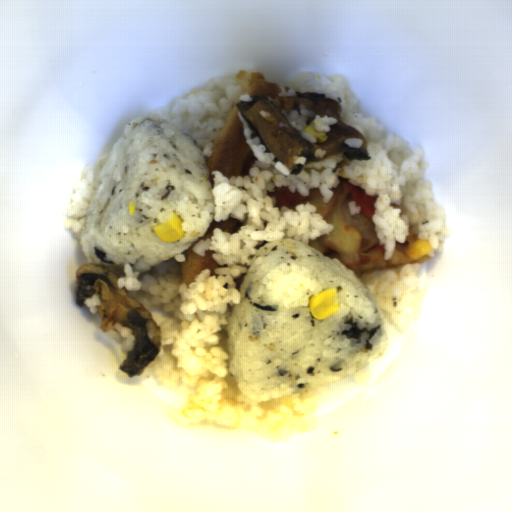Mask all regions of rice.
<instances>
[{"instance_id":"e3fd555f","label":"rice","mask_w":512,"mask_h":512,"mask_svg":"<svg viewBox=\"0 0 512 512\" xmlns=\"http://www.w3.org/2000/svg\"><path fill=\"white\" fill-rule=\"evenodd\" d=\"M109 155L99 157L96 166L87 164L83 168V178L72 187L73 195L67 209V219L62 228L69 229L72 236L80 240L79 234L85 227L91 200L103 181L98 179Z\"/></svg>"},{"instance_id":"f2f60c81","label":"rice","mask_w":512,"mask_h":512,"mask_svg":"<svg viewBox=\"0 0 512 512\" xmlns=\"http://www.w3.org/2000/svg\"><path fill=\"white\" fill-rule=\"evenodd\" d=\"M100 293H95L94 295H92L90 298H85L83 300V303L85 304V306L88 308V310L92 313V314H98V310L97 308H95L97 305H101V301H100Z\"/></svg>"},{"instance_id":"acb35da6","label":"rice","mask_w":512,"mask_h":512,"mask_svg":"<svg viewBox=\"0 0 512 512\" xmlns=\"http://www.w3.org/2000/svg\"><path fill=\"white\" fill-rule=\"evenodd\" d=\"M254 101L245 93L237 79L214 77L207 80L202 88H191L188 96H177L171 107L153 109L149 120L172 123L193 136L204 157L213 154V142L217 140L230 113L238 102Z\"/></svg>"},{"instance_id":"8eca5e8b","label":"rice","mask_w":512,"mask_h":512,"mask_svg":"<svg viewBox=\"0 0 512 512\" xmlns=\"http://www.w3.org/2000/svg\"><path fill=\"white\" fill-rule=\"evenodd\" d=\"M97 179L78 237L88 264L125 277V264L144 275L182 254L211 227L215 196L207 156L194 136L171 122L132 118L115 141ZM136 212L129 215V202ZM182 221L183 237L164 243L153 227Z\"/></svg>"},{"instance_id":"023b6e5f","label":"rice","mask_w":512,"mask_h":512,"mask_svg":"<svg viewBox=\"0 0 512 512\" xmlns=\"http://www.w3.org/2000/svg\"><path fill=\"white\" fill-rule=\"evenodd\" d=\"M254 254L227 325L217 332L234 380L253 391L298 394L345 380L386 353L388 332L371 291L336 258L283 238ZM337 289L340 311L312 316L309 298Z\"/></svg>"},{"instance_id":"652b925c","label":"rice","mask_w":512,"mask_h":512,"mask_svg":"<svg viewBox=\"0 0 512 512\" xmlns=\"http://www.w3.org/2000/svg\"><path fill=\"white\" fill-rule=\"evenodd\" d=\"M296 92L325 94L326 98H341L338 111L343 122L355 128L368 141L370 161L354 158L349 166L332 170L343 156L326 162L307 163L299 174L281 160L274 162L272 152L260 137L251 138L254 131L238 111L245 142L255 162L244 177H225L212 170L215 222L234 218L242 222L231 234L218 226L212 235L193 245L192 251L212 258L220 267L204 269L187 286L181 283L182 263L186 254L176 253L177 264L160 274L154 266L143 275L124 264V277H118V289L142 303L151 312L162 334L158 356L139 375L140 382L157 375L165 389L183 393L186 401L181 408L168 406L171 422L185 429L212 428L218 432L252 431L265 441L287 442L291 433H305L316 427L319 406L316 393L328 395L329 387L307 388L299 393L286 383L270 390H253L246 382H237L228 370V354L218 344L219 332L228 325L230 308L241 305L242 294L234 279L247 273L257 248L264 242L294 239L309 245V240L331 234L332 223L317 213L318 206L308 201L294 206L275 207L277 199L268 195L276 188L288 187L300 196L309 197V190L318 188L323 203L331 201L341 182L339 170L349 176L348 183L361 187L369 196H377L371 217L379 245L384 246V261H390L396 241L406 243L411 232L417 239L428 240L435 251L443 252L446 237H452L445 206L435 203L434 183L423 180L430 162H423L425 153L418 144L410 148L396 133L386 136V125L375 118L364 117L360 100L345 75L335 73L320 77L313 71L299 70L287 81L278 97L297 95Z\"/></svg>"},{"instance_id":"a3056103","label":"rice","mask_w":512,"mask_h":512,"mask_svg":"<svg viewBox=\"0 0 512 512\" xmlns=\"http://www.w3.org/2000/svg\"><path fill=\"white\" fill-rule=\"evenodd\" d=\"M117 345H121L123 353L135 349L137 336H133V330L130 327L122 326L121 322H114V328L105 331Z\"/></svg>"},{"instance_id":"b023fe2a","label":"rice","mask_w":512,"mask_h":512,"mask_svg":"<svg viewBox=\"0 0 512 512\" xmlns=\"http://www.w3.org/2000/svg\"><path fill=\"white\" fill-rule=\"evenodd\" d=\"M422 263L357 275L375 300L387 336L401 338L419 320L431 287L428 274L420 272Z\"/></svg>"}]
</instances>
